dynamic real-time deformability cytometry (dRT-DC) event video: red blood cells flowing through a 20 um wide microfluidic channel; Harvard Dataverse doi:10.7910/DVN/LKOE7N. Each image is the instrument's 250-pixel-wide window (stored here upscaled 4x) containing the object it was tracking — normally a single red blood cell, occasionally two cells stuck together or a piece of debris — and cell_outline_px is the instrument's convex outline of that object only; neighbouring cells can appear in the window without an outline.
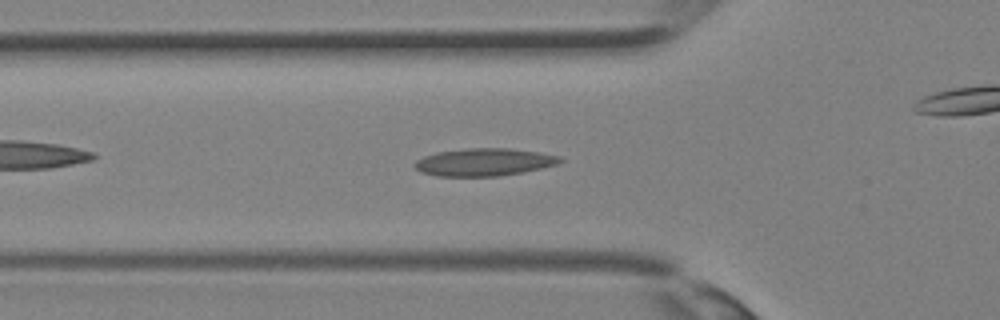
{"species": "Egyptian fruit bat (a non-hibernating species)", "species_latin": "Rousettus aegyptiacus", "temperature_condition": "room temperature", "stored_images_in_passage": 26, "camera_frame_rate_fps": 3000, "um_per_image_px": 0.085, "animal": {"sex": "female"}, "frame": {"image": 1, "passage_image": 4, "time_ms": 1.0, "image_size_px": [1000, 320], "cell_outline_px": [[564, 160], [556, 164], [540, 168], [520, 172], [496, 176], [436, 176], [420, 172], [416, 168], [416, 160], [424, 156], [436, 152], [464, 148], [512, 148], [540, 152], [560, 156]], "centroid_in_image_um": [41.14, 13.76], "position_along_channel_um": 84.7, "area_um2": 23.29}}
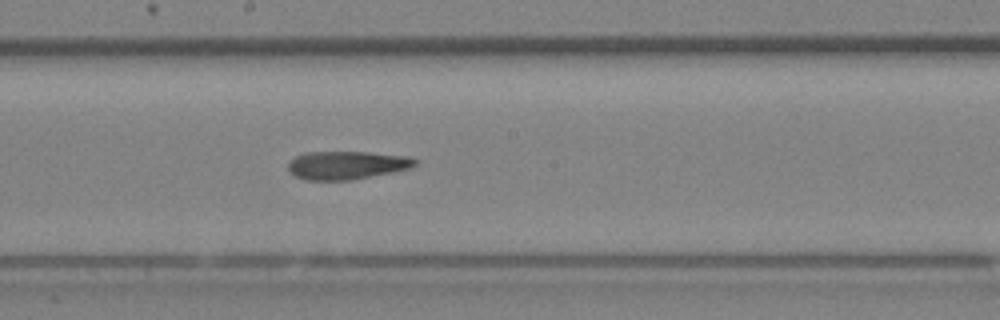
{"frame": {"image": 2, "passage_image": 11, "time_ms": 3.333, "image_size_px": [1000, 320], "cell_outline_px": [[420, 160], [412, 168], [396, 172], [352, 180], [308, 180], [296, 176], [288, 168], [288, 160], [304, 152], [368, 152], [412, 156]], "centroid_in_image_um": [29.56, 14.03], "position_along_channel_um": 218.6, "area_um2": 21.27}}
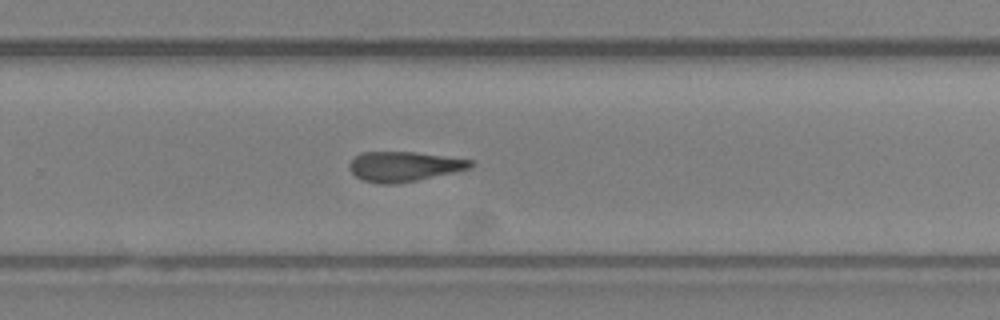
{"frame": {"image": 3, "passage_image": 15, "time_ms": 4.667, "image_size_px": [1000, 320], "cell_outline_px": [[472, 164], [468, 168], [452, 172], [416, 180], [396, 184], [380, 184], [364, 180], [356, 176], [348, 168], [348, 164], [360, 152], [416, 152], [472, 160]], "centroid_in_image_um": [34.27, 14.14], "position_along_channel_um": 295.5, "area_um2": 20.75}}